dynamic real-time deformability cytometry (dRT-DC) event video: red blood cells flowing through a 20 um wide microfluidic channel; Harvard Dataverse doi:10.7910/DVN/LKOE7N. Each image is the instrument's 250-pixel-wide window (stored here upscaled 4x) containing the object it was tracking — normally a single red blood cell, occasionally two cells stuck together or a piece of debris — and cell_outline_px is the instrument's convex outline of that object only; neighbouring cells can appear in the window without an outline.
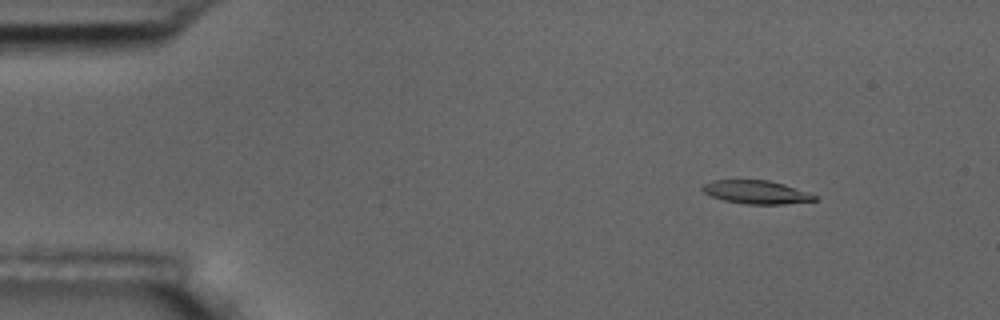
{"species": "common noctule bat (a hibernating species)", "species_latin": "Nyctalus noctula", "temperature_condition": "room temperature", "stored_images_in_passage": 53, "camera_frame_rate_fps": 3000, "um_per_image_px": 0.085, "animal": {"sex": "male", "body_mass_g": 17.5, "forearm_length_mm": 52.3}, "frame": {"image": 1, "passage_image": 3, "time_ms": 0.667, "image_size_px": [1000, 320], "cell_outline_px": [[816, 200], [784, 204], [744, 204], [724, 200], [712, 196], [704, 192], [700, 188], [704, 184], [712, 180], [768, 180], [784, 184], [816, 196]], "centroid_in_image_um": [64.23, 16.33], "position_along_channel_um": 20.8, "area_um2": 15.03}}
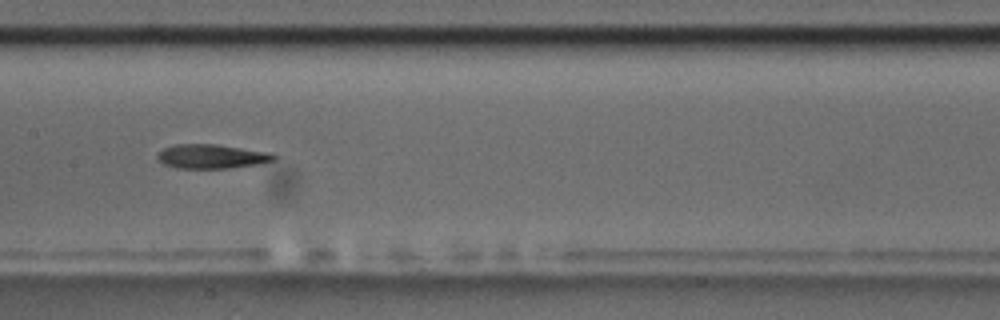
{"frame": {"image": 2, "passage_image": 24, "time_ms": 7.667, "image_size_px": [1000, 320], "cell_outline_px": [[276, 156], [272, 160], [256, 164], [228, 168], [176, 168], [164, 164], [156, 156], [164, 148], [176, 144], [216, 144], [272, 152]], "centroid_in_image_um": [17.99, 13.28], "position_along_channel_um": 189.4, "area_um2": 16.24}}
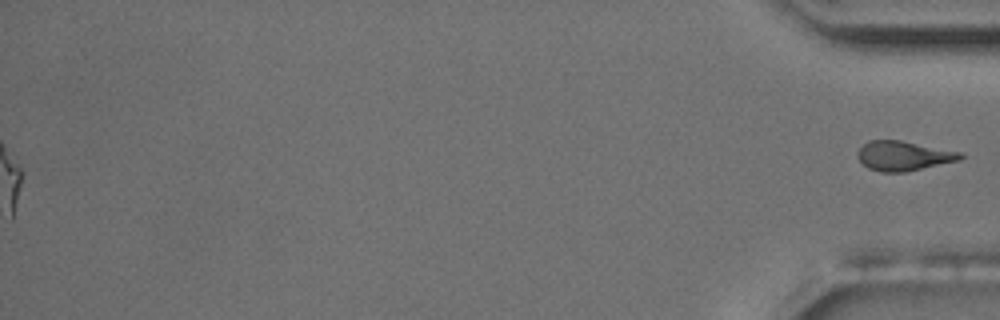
{"frame": {"image": 3, "passage_image": 53, "time_ms": 17.333, "image_size_px": [1000, 320], "cell_outline_px": [[964, 156], [960, 160], [904, 172], [880, 172], [868, 168], [856, 156], [856, 152], [868, 140], [900, 140], [964, 152]], "centroid_in_image_um": [76.81, 13.24], "position_along_channel_um": 358.4, "area_um2": 17.8}}